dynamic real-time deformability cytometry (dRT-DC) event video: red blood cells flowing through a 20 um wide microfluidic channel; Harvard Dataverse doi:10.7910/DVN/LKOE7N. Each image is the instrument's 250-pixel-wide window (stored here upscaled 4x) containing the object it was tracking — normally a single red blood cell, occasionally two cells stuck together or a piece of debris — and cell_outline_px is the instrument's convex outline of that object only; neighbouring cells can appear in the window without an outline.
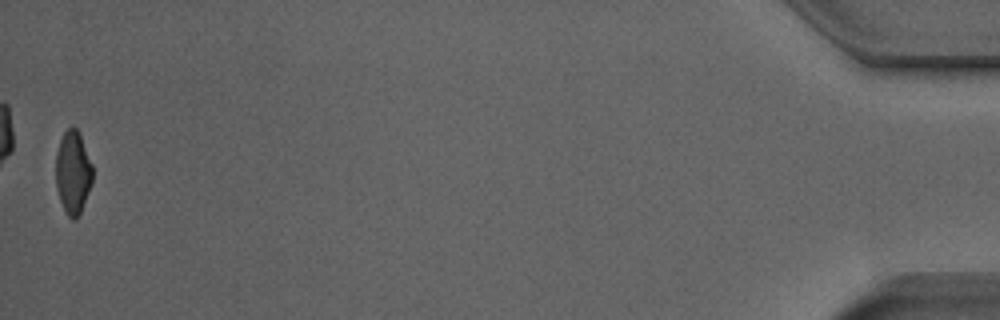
{"species": "Egyptian fruit bat (a non-hibernating species)", "species_latin": "Rousettus aegyptiacus", "temperature_condition": "room temperature", "stored_images_in_passage": 50, "camera_frame_rate_fps": 3000, "um_per_image_px": 0.085, "animal": {"sex": "male"}, "frame": {"image": 1, "passage_image": 50, "time_ms": 16.333, "image_size_px": [1000, 320], "cell_outline_px": [[92, 184], [80, 212], [76, 220], [72, 220], [68, 216], [60, 200], [56, 188], [56, 152], [60, 140], [64, 132], [68, 128], [76, 128], [80, 132], [92, 164]], "centroid_in_image_um": [6.2, 14.64], "position_along_channel_um": 429.0, "area_um2": 17.8}, "authors_computed_cell_mechanics": {"area_um2": 18.9006, "velocity_mm_per_s": 3.9452, "shape_relaxation_time_tau1_ms": 5.9319, "shape_relaxation_time_tau2_ms": 1.7045, "deformation_change_tau1": 0.1983, "deformation_change_tau2": 0.0991}}